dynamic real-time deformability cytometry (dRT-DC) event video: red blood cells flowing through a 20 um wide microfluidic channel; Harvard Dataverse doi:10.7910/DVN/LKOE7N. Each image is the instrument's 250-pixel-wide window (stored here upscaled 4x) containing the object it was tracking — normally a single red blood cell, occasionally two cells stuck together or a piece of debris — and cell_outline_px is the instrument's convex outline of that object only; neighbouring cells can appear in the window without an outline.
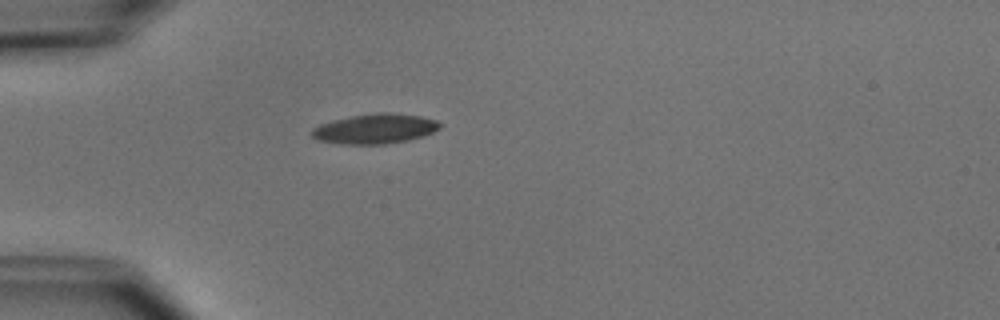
{"species": "common noctule bat (a hibernating species)", "species_latin": "Nyctalus noctula", "temperature_condition": "cold", "stored_images_in_passage": 3, "camera_frame_rate_fps": 3000, "um_per_image_px": 0.085, "animal": {"sex": "male", "body_mass_g": 15.6}, "frame": {"image": 1, "passage_image": 3, "time_ms": 3.0, "image_size_px": [1000, 320], "cell_outline_px": [[440, 128], [432, 132], [408, 140], [384, 144], [340, 144], [316, 140], [312, 136], [312, 128], [320, 124], [332, 120], [352, 116], [376, 112], [388, 112], [420, 116], [436, 120], [440, 124]], "centroid_in_image_um": [31.83, 10.94], "position_along_channel_um": 53.2, "area_um2": 22.2}}